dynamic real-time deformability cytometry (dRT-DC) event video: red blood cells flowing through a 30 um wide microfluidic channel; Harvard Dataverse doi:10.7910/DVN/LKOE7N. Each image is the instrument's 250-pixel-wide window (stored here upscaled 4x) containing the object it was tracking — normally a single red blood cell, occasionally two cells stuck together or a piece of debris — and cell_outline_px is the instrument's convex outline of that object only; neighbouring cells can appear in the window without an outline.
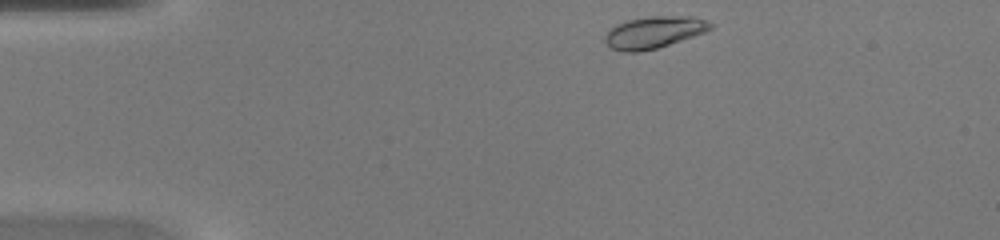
{"species": "common noctule bat (a hibernating species)", "species_latin": "Nyctalus noctula", "temperature_condition": "warm", "stored_images_in_passage": 38, "camera_frame_rate_fps": 3000, "um_per_image_px": 0.085, "animal": {"sex": "female", "body_mass_g": 20.0, "forearm_length_mm": 54.0}, "frame": {"image": 1, "passage_image": 1, "time_ms": 0.0, "image_size_px": [1000, 240], "cell_outline_px": [[712, 28], [704, 32], [656, 48], [636, 52], [624, 52], [612, 48], [604, 40], [604, 36], [616, 24], [628, 20], [652, 16], [692, 16], [708, 20], [712, 24]], "centroid_in_image_um": [55.59, 2.73], "position_along_channel_um": 29.4, "area_um2": 19.25}}
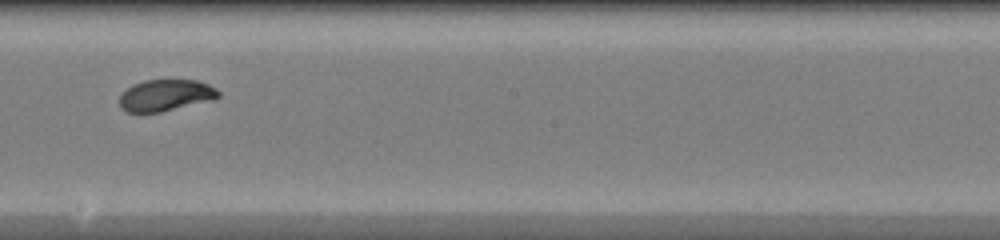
{"frame": {"image": 2, "passage_image": 19, "time_ms": 6.0, "image_size_px": [1000, 240], "cell_outline_px": [[220, 96], [216, 100], [160, 112], [128, 112], [120, 108], [120, 96], [132, 84], [144, 80], [196, 80], [208, 84], [216, 88], [220, 92]], "centroid_in_image_um": [14.13, 8.1], "position_along_channel_um": 234.1, "area_um2": 18.32}}
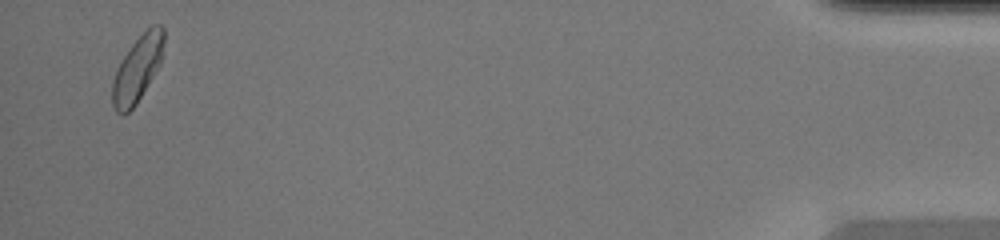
{"frame": {"image": 3, "passage_image": 37, "time_ms": 12.0, "image_size_px": [1000, 240], "cell_outline_px": [[164, 40], [160, 64], [136, 104], [128, 112], [116, 112], [112, 104], [112, 80], [116, 68], [132, 44], [152, 24], [160, 24], [164, 28]], "centroid_in_image_um": [11.68, 5.83], "position_along_channel_um": 423.5, "area_um2": 19.48}}